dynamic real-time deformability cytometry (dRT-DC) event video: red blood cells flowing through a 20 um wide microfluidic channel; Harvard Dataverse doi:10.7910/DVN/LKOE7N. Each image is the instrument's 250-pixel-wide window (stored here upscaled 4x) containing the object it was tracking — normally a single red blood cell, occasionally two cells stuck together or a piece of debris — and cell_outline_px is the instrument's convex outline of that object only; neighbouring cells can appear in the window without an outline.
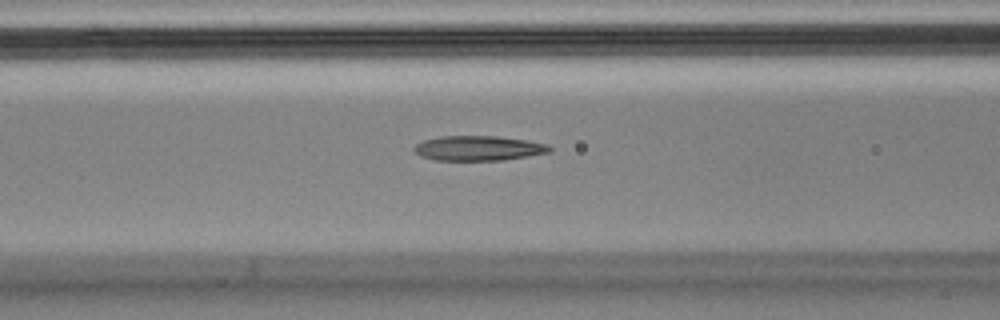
{"species": "Egyptian fruit bat (a non-hibernating species)", "species_latin": "Rousettus aegyptiacus", "temperature_condition": "cold", "stored_images_in_passage": 43, "camera_frame_rate_fps": 3000, "um_per_image_px": 0.085, "animal": {"sex": "male"}, "frame": {"image": 1, "passage_image": 10, "time_ms": 3.0, "image_size_px": [1000, 320], "cell_outline_px": [[552, 152], [504, 160], [436, 160], [420, 156], [412, 148], [416, 144], [424, 140], [440, 136], [496, 136], [528, 140], [548, 144], [552, 148]], "centroid_in_image_um": [40.7, 12.59], "position_along_channel_um": 125.9, "area_um2": 19.71}}
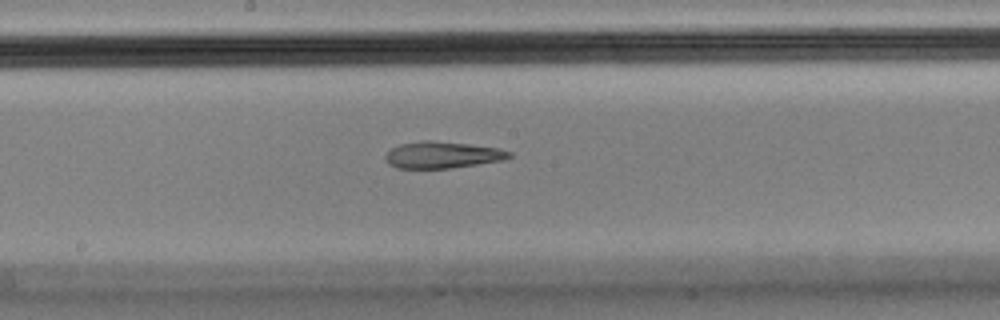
{"frame": {"image": 2, "passage_image": 17, "time_ms": 5.333, "image_size_px": [1000, 320], "cell_outline_px": [[512, 156], [504, 160], [452, 168], [396, 168], [388, 164], [384, 156], [392, 148], [400, 144], [424, 140], [432, 140], [468, 144], [500, 148], [512, 152]], "centroid_in_image_um": [37.62, 13.17], "position_along_channel_um": 210.6, "area_um2": 19.31}}
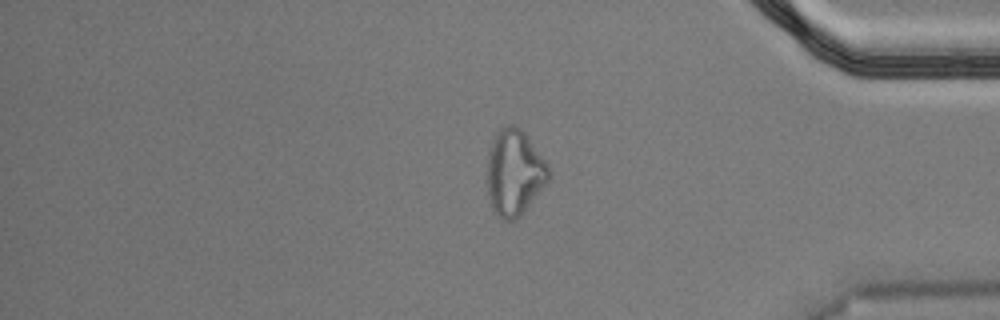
{"frame": {"image": 3, "passage_image": 34, "time_ms": 11.0, "image_size_px": [1000, 320], "cell_outline_px": [[548, 180], [520, 216], [516, 220], [504, 220], [496, 216], [492, 208], [488, 192], [488, 152], [492, 140], [496, 132], [504, 124], [512, 124], [520, 128], [528, 136], [548, 164]], "centroid_in_image_um": [43.7, 14.64], "position_along_channel_um": 391.5, "area_um2": 30.63}, "authors_computed_cell_mechanics": {"area_um2": 20.5768, "velocity_mm_per_s": 3.6266, "shape_relaxation_time_tau1_ms": null, "shape_relaxation_time_tau2_ms": 2.8731, "deformation_change_tau1": null, "deformation_change_tau2": 0.1265}}